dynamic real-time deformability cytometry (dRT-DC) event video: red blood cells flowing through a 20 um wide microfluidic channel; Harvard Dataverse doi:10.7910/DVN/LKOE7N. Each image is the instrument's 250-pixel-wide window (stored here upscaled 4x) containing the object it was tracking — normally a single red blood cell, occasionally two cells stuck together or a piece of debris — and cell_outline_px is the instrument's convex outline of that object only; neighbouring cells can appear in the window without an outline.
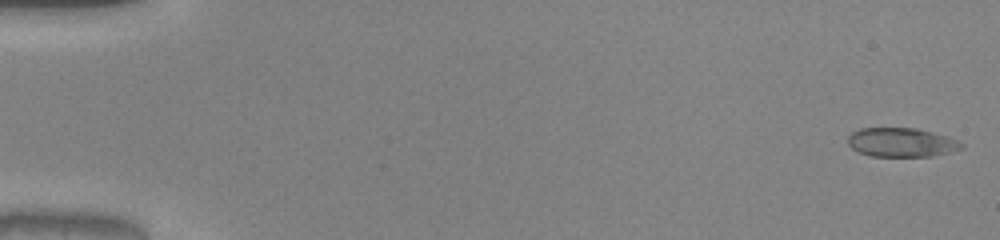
{"species": "common noctule bat (a hibernating species)", "species_latin": "Nyctalus noctula", "temperature_condition": "warm", "stored_images_in_passage": 51, "camera_frame_rate_fps": 3000, "um_per_image_px": 0.085, "animal": {"sex": "male", "body_mass_g": 20.0, "forearm_length_mm": 53.3}, "frame": {"image": 1, "passage_image": 1, "time_ms": 0.0, "image_size_px": [1000, 240], "cell_outline_px": [[964, 144], [960, 148], [948, 152], [932, 156], [868, 156], [852, 148], [848, 144], [848, 136], [852, 132], [860, 128], [916, 128], [948, 136], [960, 140]], "centroid_in_image_um": [76.61, 12.09], "position_along_channel_um": 8.4, "area_um2": 19.19}}
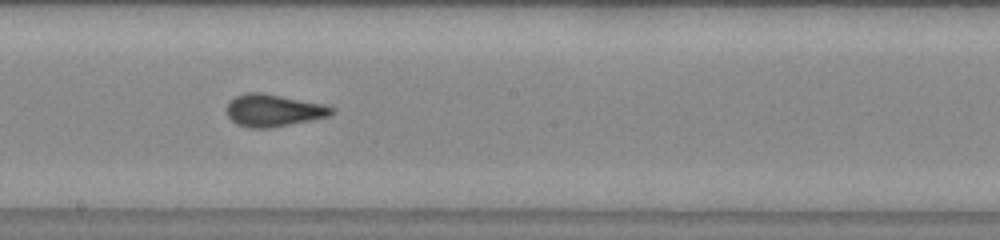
{"frame": {"image": 2, "passage_image": 29, "time_ms": 9.333, "image_size_px": [1000, 240], "cell_outline_px": [[336, 112], [328, 116], [268, 128], [252, 128], [236, 124], [228, 116], [224, 108], [236, 96], [248, 92], [264, 92], [324, 104], [336, 108]], "centroid_in_image_um": [23.24, 9.36], "position_along_channel_um": 225.0, "area_um2": 19.71}}
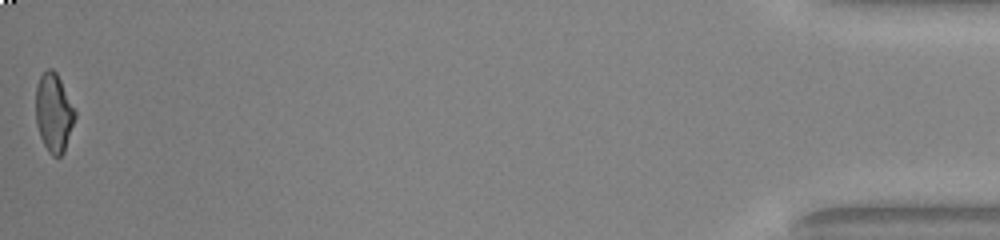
{"frame": {"image": 3, "passage_image": 51, "time_ms": 16.667, "image_size_px": [1000, 240], "cell_outline_px": [[76, 116], [64, 152], [60, 156], [52, 156], [48, 152], [40, 136], [36, 124], [36, 88], [40, 76], [48, 68], [52, 68], [56, 72], [76, 112]], "centroid_in_image_um": [4.56, 9.6], "position_along_channel_um": 430.6, "area_um2": 17.8}, "authors_computed_cell_mechanics": {"area_um2": 19.3052, "velocity_mm_per_s": 4.0639, "shape_relaxation_time_tau1_ms": 7.7598, "shape_relaxation_time_tau2_ms": null, "deformation_change_tau1": 0.2103, "deformation_change_tau2": null}}